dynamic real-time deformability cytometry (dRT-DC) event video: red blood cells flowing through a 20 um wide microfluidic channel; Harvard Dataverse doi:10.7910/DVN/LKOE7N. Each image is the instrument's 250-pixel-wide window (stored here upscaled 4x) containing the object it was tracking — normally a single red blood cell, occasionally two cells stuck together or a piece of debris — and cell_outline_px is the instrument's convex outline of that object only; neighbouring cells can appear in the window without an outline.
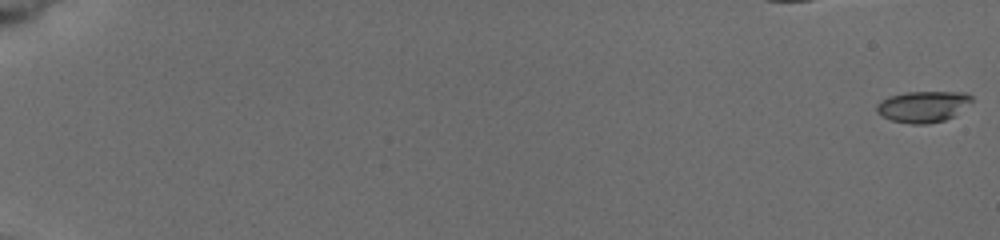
{"species": "common noctule bat (a hibernating species)", "species_latin": "Nyctalus noctula", "temperature_condition": "cold", "stored_images_in_passage": 9, "camera_frame_rate_fps": 3000, "um_per_image_px": 0.085, "animal": {"sex": "female", "body_mass_g": 19.5, "forearm_length_mm": 54.1}, "frame": {"image": 1, "passage_image": 1, "time_ms": 0.0, "image_size_px": [1000, 240], "cell_outline_px": [[972, 100], [952, 116], [944, 120], [928, 124], [912, 124], [892, 120], [876, 112], [876, 104], [880, 100], [888, 96], [904, 92], [964, 92], [972, 96]], "centroid_in_image_um": [78.4, 9.05], "position_along_channel_um": 6.6, "area_um2": 17.11}}
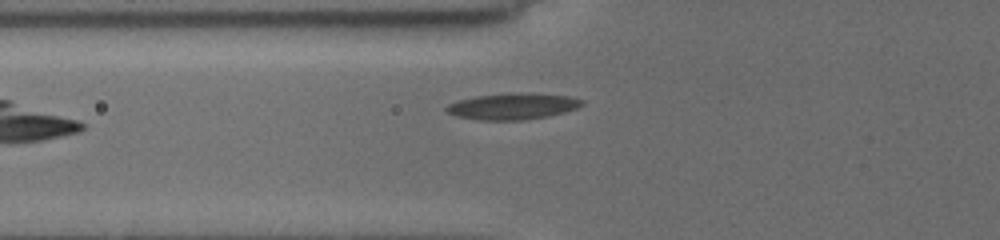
{"frame": {"image": 2, "passage_image": 9, "time_ms": 8.667, "image_size_px": [1000, 240], "cell_outline_px": [[584, 104], [576, 108], [564, 112], [548, 116], [520, 120], [480, 120], [456, 116], [448, 112], [444, 108], [448, 104], [460, 100], [476, 96], [520, 92], [524, 92], [568, 96], [584, 100]], "centroid_in_image_um": [43.59, 9.03], "position_along_channel_um": 82.2, "area_um2": 20.63}}